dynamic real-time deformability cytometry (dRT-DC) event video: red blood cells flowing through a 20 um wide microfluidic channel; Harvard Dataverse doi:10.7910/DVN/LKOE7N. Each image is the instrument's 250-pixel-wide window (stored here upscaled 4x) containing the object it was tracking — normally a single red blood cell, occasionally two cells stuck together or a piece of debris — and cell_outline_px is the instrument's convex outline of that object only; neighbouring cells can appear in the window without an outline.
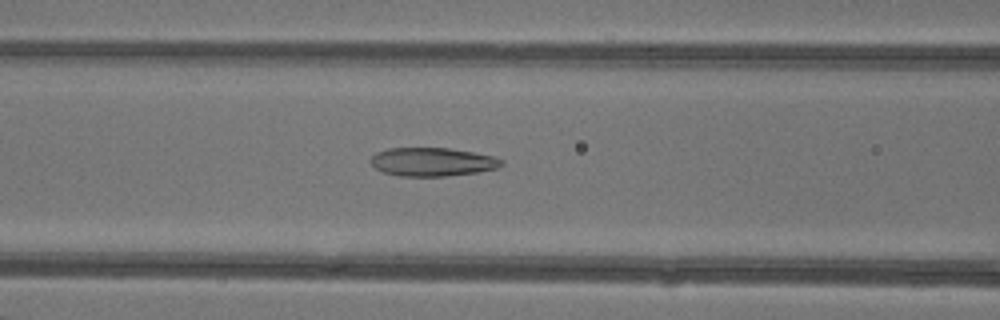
{"species": "common noctule bat (a hibernating species)", "species_latin": "Nyctalus noctula", "temperature_condition": "warm", "stored_images_in_passage": 47, "camera_frame_rate_fps": 3000, "um_per_image_px": 0.085, "animal": {"sex": "female"}, "frame": {"image": 1, "passage_image": 21, "time_ms": 6.667, "image_size_px": [1000, 320], "cell_outline_px": [[504, 164], [496, 168], [476, 172], [444, 176], [400, 176], [384, 172], [376, 168], [372, 164], [372, 156], [376, 152], [388, 148], [448, 148], [472, 152], [492, 156], [500, 160]], "centroid_in_image_um": [36.72, 13.75], "position_along_channel_um": 129.9, "area_um2": 21.39}}
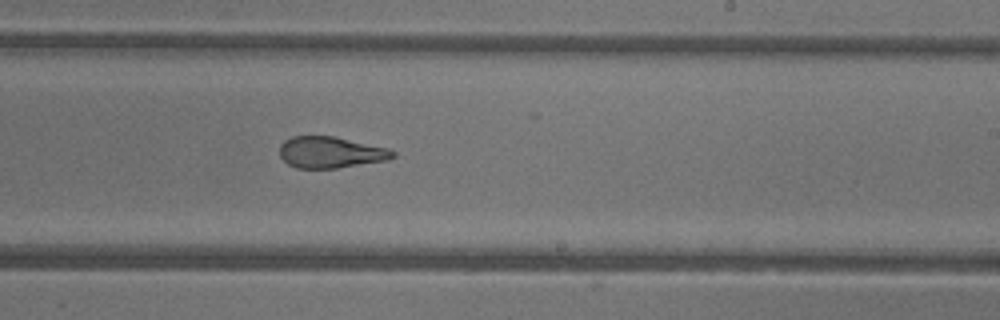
{"frame": {"image": 2, "passage_image": 30, "time_ms": 9.667, "image_size_px": [1000, 320], "cell_outline_px": [[396, 156], [388, 160], [336, 168], [296, 168], [288, 164], [280, 156], [280, 144], [284, 140], [292, 136], [332, 136], [388, 148], [396, 152]], "centroid_in_image_um": [28.1, 12.95], "position_along_channel_um": 260.9, "area_um2": 20.63}}
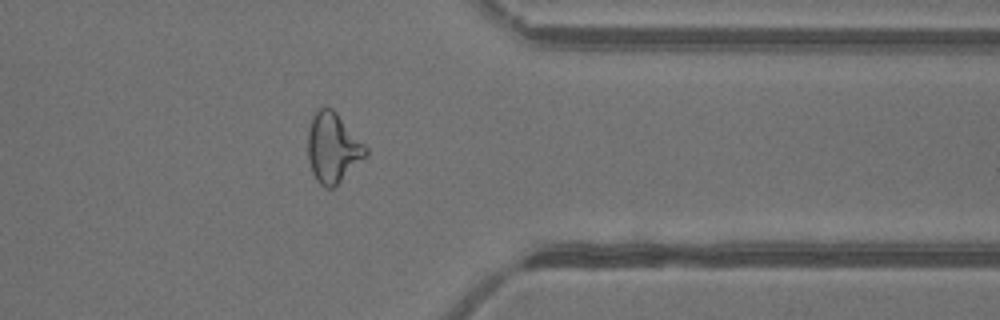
{"frame": {"image": 3, "passage_image": 39, "time_ms": 12.667, "image_size_px": [1000, 320], "cell_outline_px": [[368, 152], [336, 188], [324, 188], [316, 180], [312, 172], [308, 160], [308, 132], [312, 116], [316, 108], [332, 108], [336, 112], [368, 148]], "centroid_in_image_um": [28.27, 12.58], "position_along_channel_um": 383.1, "area_um2": 23.58}, "authors_computed_cell_mechanics": {"area_um2": 23.5824, "velocity_mm_per_s": 4.3809, "shape_relaxation_time_tau1_ms": null, "shape_relaxation_time_tau2_ms": 1.5706, "deformation_change_tau1": null, "deformation_change_tau2": 0.0933}}